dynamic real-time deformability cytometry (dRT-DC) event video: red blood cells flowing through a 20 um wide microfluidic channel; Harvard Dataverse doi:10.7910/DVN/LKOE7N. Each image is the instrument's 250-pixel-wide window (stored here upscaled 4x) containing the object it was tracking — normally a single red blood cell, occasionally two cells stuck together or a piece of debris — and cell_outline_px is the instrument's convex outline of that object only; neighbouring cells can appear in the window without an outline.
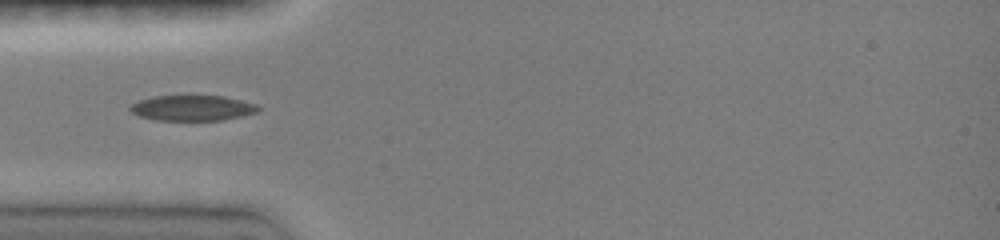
{"species": "common noctule bat (a hibernating species)", "species_latin": "Nyctalus noctula", "temperature_condition": "room temperature", "stored_images_in_passage": 7, "camera_frame_rate_fps": 3000, "um_per_image_px": 0.085, "animal": {"sex": "female", "body_mass_g": 19.0, "forearm_length_mm": 51.5}, "frame": {"image": 1, "passage_image": 1, "time_ms": 0.0, "image_size_px": [1000, 240], "cell_outline_px": [[260, 108], [256, 112], [224, 120], [156, 120], [140, 116], [132, 112], [128, 108], [132, 104], [140, 100], [152, 96], [224, 96], [256, 104]], "centroid_in_image_um": [16.33, 9.18], "position_along_channel_um": 68.7, "area_um2": 18.79}}